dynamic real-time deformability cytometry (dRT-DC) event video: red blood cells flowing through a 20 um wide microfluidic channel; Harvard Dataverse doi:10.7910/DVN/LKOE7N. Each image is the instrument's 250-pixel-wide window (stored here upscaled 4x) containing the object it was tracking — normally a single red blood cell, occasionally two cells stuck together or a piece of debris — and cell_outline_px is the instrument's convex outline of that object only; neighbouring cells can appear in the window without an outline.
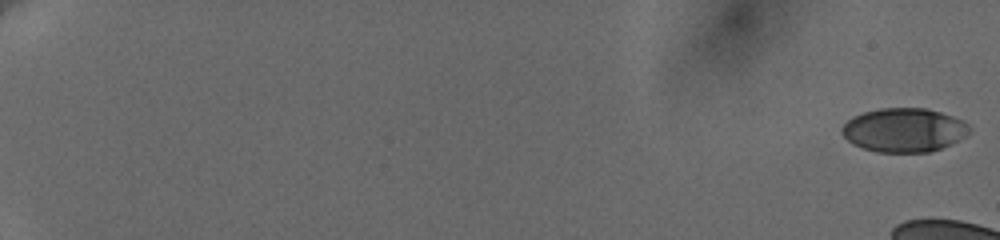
{"species": "human", "species_latin": "Homo sapiens", "temperature_condition": "cold", "stored_images_in_passage": 17, "camera_frame_rate_fps": 3000, "um_per_image_px": 0.085, "donor": {"sex": "female"}, "frame": {"image": 1, "passage_image": 1, "time_ms": 0.0, "image_size_px": [1000, 240], "cell_outline_px": [[972, 132], [952, 144], [928, 152], [876, 152], [852, 144], [840, 132], [840, 128], [852, 116], [864, 112], [880, 108], [928, 108], [964, 120], [972, 128]], "centroid_in_image_um": [76.86, 11.05], "position_along_channel_um": 8.1, "area_um2": 32.89}}